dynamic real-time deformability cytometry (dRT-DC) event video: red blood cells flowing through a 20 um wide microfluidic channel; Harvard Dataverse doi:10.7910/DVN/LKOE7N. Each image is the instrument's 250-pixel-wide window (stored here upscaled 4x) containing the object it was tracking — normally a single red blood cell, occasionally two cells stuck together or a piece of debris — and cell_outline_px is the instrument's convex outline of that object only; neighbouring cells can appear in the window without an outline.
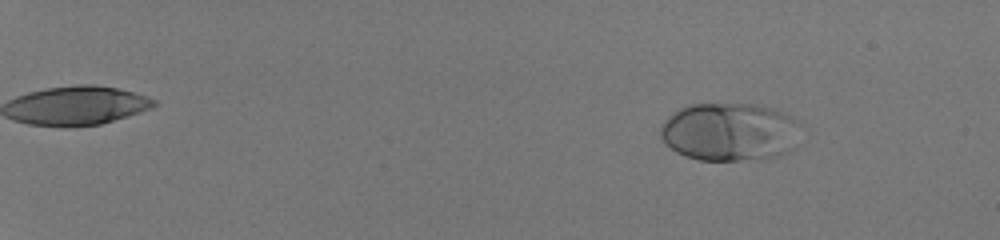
{"species": "human", "species_latin": "Homo sapiens", "temperature_condition": "room temperature", "stored_images_in_passage": 56, "camera_frame_rate_fps": 3000, "um_per_image_px": 0.085, "donor": {"sex": "male"}, "frame": {"image": 1, "passage_image": 9, "time_ms": 2.667, "image_size_px": [1000, 240], "cell_outline_px": [[800, 124], [796, 148], [780, 156], [764, 160], [700, 160], [684, 156], [676, 152], [664, 144], [660, 136], [660, 124], [672, 112], [688, 104], [756, 104], [776, 108], [792, 116]], "centroid_in_image_um": [62.04, 11.22], "position_along_channel_um": 23.0, "area_um2": 48.78}}
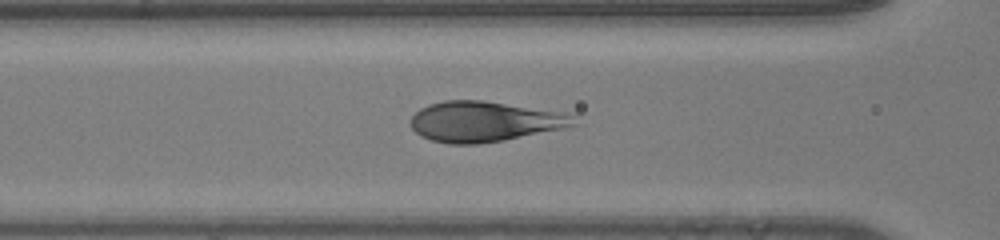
{"frame": {"image": 2, "passage_image": 30, "time_ms": 9.667, "image_size_px": [1000, 240], "cell_outline_px": [[580, 124], [568, 128], [504, 140], [476, 144], [448, 144], [432, 140], [420, 136], [412, 128], [408, 120], [420, 108], [428, 104], [444, 100], [484, 100], [576, 112]], "centroid_in_image_um": [41.33, 10.31], "position_along_channel_um": 125.3, "area_um2": 39.77}}
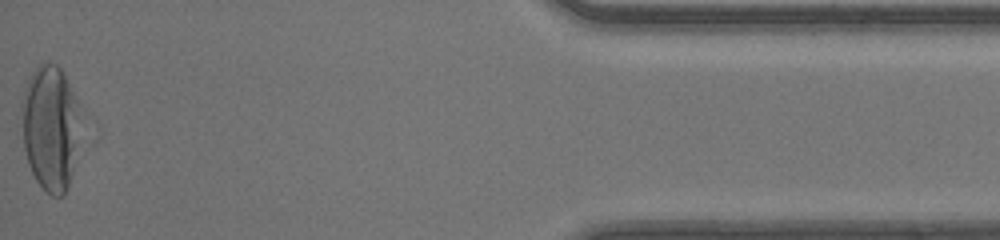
{"frame": {"image": 3, "passage_image": 56, "time_ms": 18.333, "image_size_px": [1000, 240], "cell_outline_px": [[76, 104], [72, 172], [64, 196], [52, 196], [36, 180], [28, 164], [24, 148], [20, 104], [24, 88], [32, 72], [40, 64], [48, 60], [56, 64], [60, 68], [76, 96]], "centroid_in_image_um": [4.18, 10.8], "position_along_channel_um": 431.0, "area_um2": 41.56}}